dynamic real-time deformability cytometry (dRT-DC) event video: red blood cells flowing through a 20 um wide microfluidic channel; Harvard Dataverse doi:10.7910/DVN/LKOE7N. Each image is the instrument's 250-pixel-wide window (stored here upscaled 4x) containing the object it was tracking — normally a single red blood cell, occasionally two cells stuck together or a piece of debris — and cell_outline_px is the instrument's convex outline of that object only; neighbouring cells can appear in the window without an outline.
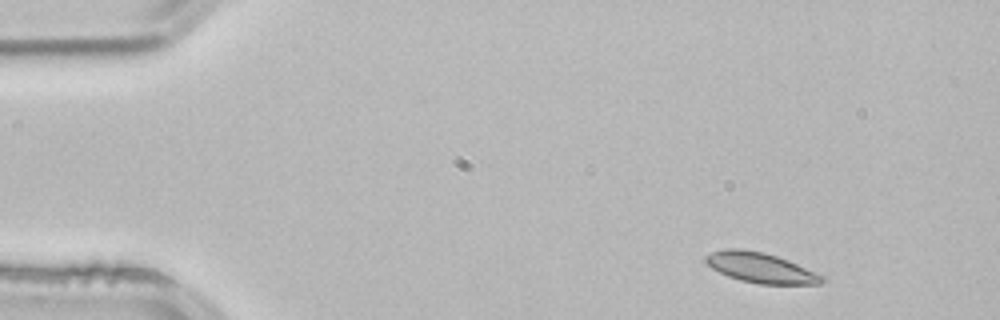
{"species": "common noctule bat (a hibernating species)", "species_latin": "Nyctalus noctula", "temperature_condition": "room temperature", "stored_images_in_passage": 4, "camera_frame_rate_fps": 3000, "um_per_image_px": 0.085, "animal": {"sex": "male", "body_mass_g": 21.5, "forearm_length_mm": 52.0}, "frame": {"image": 1, "passage_image": 4, "time_ms": 1.0, "image_size_px": [1000, 320], "cell_outline_px": [[824, 280], [820, 284], [760, 284], [740, 280], [728, 276], [712, 268], [704, 260], [704, 256], [712, 252], [724, 248], [740, 248], [764, 252], [788, 260], [824, 276]], "centroid_in_image_um": [64.63, 22.75], "position_along_channel_um": 20.4, "area_um2": 20.35}}